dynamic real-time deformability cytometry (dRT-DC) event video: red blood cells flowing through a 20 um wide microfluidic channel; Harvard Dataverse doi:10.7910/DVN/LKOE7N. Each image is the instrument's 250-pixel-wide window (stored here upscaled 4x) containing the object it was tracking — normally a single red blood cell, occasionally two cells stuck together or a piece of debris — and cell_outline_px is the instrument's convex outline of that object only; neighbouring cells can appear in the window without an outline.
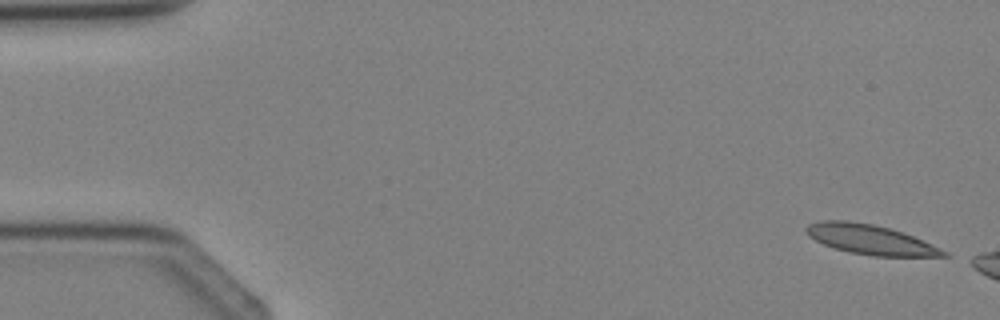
{"species": "Egyptian fruit bat (a non-hibernating species)", "species_latin": "Rousettus aegyptiacus", "temperature_condition": "cold", "stored_images_in_passage": 4, "camera_frame_rate_fps": 3000, "um_per_image_px": 0.085, "animal": {"sex": "female"}, "frame": {"image": 1, "passage_image": 1, "time_ms": 0.0, "image_size_px": [1000, 320], "cell_outline_px": [[952, 256], [872, 256], [848, 252], [824, 244], [808, 236], [804, 228], [808, 224], [820, 220], [848, 220], [872, 224], [888, 228], [912, 236], [940, 248], [948, 252]], "centroid_in_image_um": [73.94, 20.36], "position_along_channel_um": 11.1, "area_um2": 23.58}}
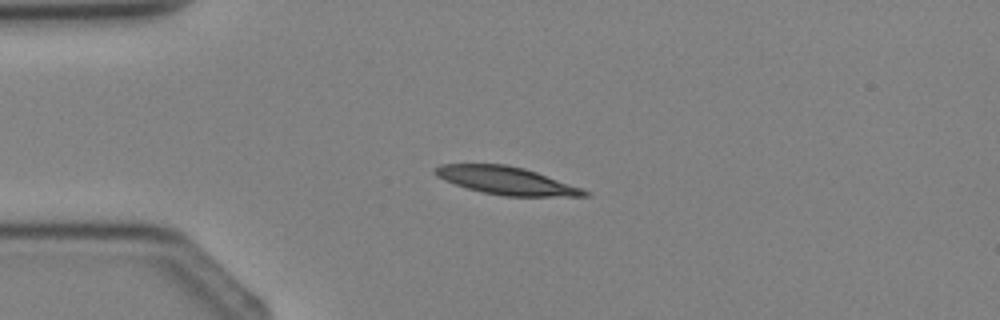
{"frame": {"image": 2, "passage_image": 4, "time_ms": 4.333, "image_size_px": [1000, 320], "cell_outline_px": [[592, 196], [504, 196], [484, 192], [468, 188], [444, 180], [436, 176], [432, 168], [440, 164], [504, 164], [524, 168], [536, 172], [592, 192]], "centroid_in_image_um": [43.03, 15.35], "position_along_channel_um": 42.0, "area_um2": 23.99}}